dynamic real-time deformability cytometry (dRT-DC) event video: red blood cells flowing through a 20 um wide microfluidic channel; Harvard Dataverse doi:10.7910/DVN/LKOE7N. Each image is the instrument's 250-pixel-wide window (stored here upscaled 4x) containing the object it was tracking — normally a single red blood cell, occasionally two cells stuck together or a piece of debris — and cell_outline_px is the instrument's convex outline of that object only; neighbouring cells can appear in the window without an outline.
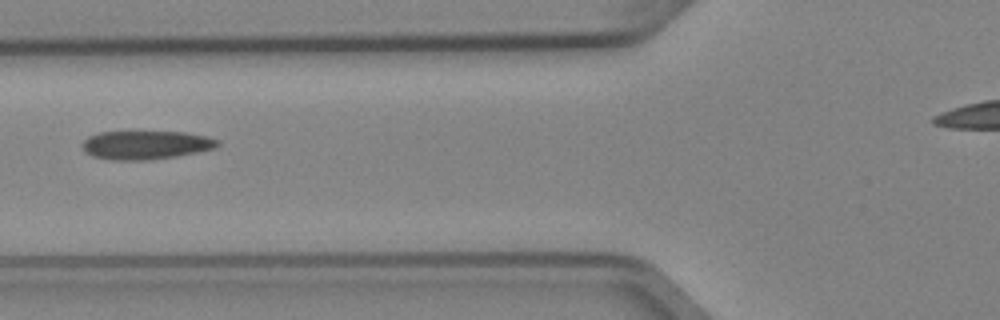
{"species": "Egyptian fruit bat (a non-hibernating species)", "species_latin": "Rousettus aegyptiacus", "temperature_condition": "cold", "stored_images_in_passage": 28, "camera_frame_rate_fps": 3000, "um_per_image_px": 0.085, "animal": {"sex": "female"}, "frame": {"image": 1, "passage_image": 4, "time_ms": 1.0, "image_size_px": [1000, 320], "cell_outline_px": [[220, 144], [216, 148], [176, 156], [148, 160], [112, 160], [92, 156], [84, 152], [80, 144], [88, 136], [100, 132], [184, 132], [208, 136], [220, 140]], "centroid_in_image_um": [12.38, 12.32], "position_along_channel_um": 113.4, "area_um2": 22.72}}